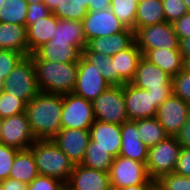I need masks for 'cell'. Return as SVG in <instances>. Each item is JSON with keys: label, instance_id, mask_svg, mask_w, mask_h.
<instances>
[{"label": "cell", "instance_id": "obj_1", "mask_svg": "<svg viewBox=\"0 0 190 190\" xmlns=\"http://www.w3.org/2000/svg\"><path fill=\"white\" fill-rule=\"evenodd\" d=\"M62 95L39 92L26 106L31 132L36 140H51L61 130Z\"/></svg>", "mask_w": 190, "mask_h": 190}, {"label": "cell", "instance_id": "obj_2", "mask_svg": "<svg viewBox=\"0 0 190 190\" xmlns=\"http://www.w3.org/2000/svg\"><path fill=\"white\" fill-rule=\"evenodd\" d=\"M29 56L35 66L36 80L41 92L61 95L73 92L78 62L55 63L40 60L34 53Z\"/></svg>", "mask_w": 190, "mask_h": 190}, {"label": "cell", "instance_id": "obj_3", "mask_svg": "<svg viewBox=\"0 0 190 190\" xmlns=\"http://www.w3.org/2000/svg\"><path fill=\"white\" fill-rule=\"evenodd\" d=\"M29 149L39 175L56 178L64 184L68 182L75 164L52 140H36Z\"/></svg>", "mask_w": 190, "mask_h": 190}, {"label": "cell", "instance_id": "obj_4", "mask_svg": "<svg viewBox=\"0 0 190 190\" xmlns=\"http://www.w3.org/2000/svg\"><path fill=\"white\" fill-rule=\"evenodd\" d=\"M130 83L147 90L154 98L156 109L173 95L171 77L144 57L139 60L135 76Z\"/></svg>", "mask_w": 190, "mask_h": 190}, {"label": "cell", "instance_id": "obj_5", "mask_svg": "<svg viewBox=\"0 0 190 190\" xmlns=\"http://www.w3.org/2000/svg\"><path fill=\"white\" fill-rule=\"evenodd\" d=\"M3 91L28 104L39 92L35 66L30 56H24L4 79Z\"/></svg>", "mask_w": 190, "mask_h": 190}, {"label": "cell", "instance_id": "obj_6", "mask_svg": "<svg viewBox=\"0 0 190 190\" xmlns=\"http://www.w3.org/2000/svg\"><path fill=\"white\" fill-rule=\"evenodd\" d=\"M181 148L176 137L170 136L149 148L146 168L150 180L157 182L163 176L174 173Z\"/></svg>", "mask_w": 190, "mask_h": 190}, {"label": "cell", "instance_id": "obj_7", "mask_svg": "<svg viewBox=\"0 0 190 190\" xmlns=\"http://www.w3.org/2000/svg\"><path fill=\"white\" fill-rule=\"evenodd\" d=\"M95 120L122 125L129 121L123 86H110L92 101Z\"/></svg>", "mask_w": 190, "mask_h": 190}, {"label": "cell", "instance_id": "obj_8", "mask_svg": "<svg viewBox=\"0 0 190 190\" xmlns=\"http://www.w3.org/2000/svg\"><path fill=\"white\" fill-rule=\"evenodd\" d=\"M135 44L142 55L153 49H179V40L173 23L163 22L139 27L134 31Z\"/></svg>", "mask_w": 190, "mask_h": 190}, {"label": "cell", "instance_id": "obj_9", "mask_svg": "<svg viewBox=\"0 0 190 190\" xmlns=\"http://www.w3.org/2000/svg\"><path fill=\"white\" fill-rule=\"evenodd\" d=\"M109 178L111 188L115 190L140 184H157L150 180L146 164L122 156L114 158Z\"/></svg>", "mask_w": 190, "mask_h": 190}, {"label": "cell", "instance_id": "obj_10", "mask_svg": "<svg viewBox=\"0 0 190 190\" xmlns=\"http://www.w3.org/2000/svg\"><path fill=\"white\" fill-rule=\"evenodd\" d=\"M61 127L65 129H90L95 121L92 102L73 92L62 95Z\"/></svg>", "mask_w": 190, "mask_h": 190}, {"label": "cell", "instance_id": "obj_11", "mask_svg": "<svg viewBox=\"0 0 190 190\" xmlns=\"http://www.w3.org/2000/svg\"><path fill=\"white\" fill-rule=\"evenodd\" d=\"M108 87L110 86L104 80L100 71L81 56L78 62L77 79L73 93L92 102Z\"/></svg>", "mask_w": 190, "mask_h": 190}, {"label": "cell", "instance_id": "obj_12", "mask_svg": "<svg viewBox=\"0 0 190 190\" xmlns=\"http://www.w3.org/2000/svg\"><path fill=\"white\" fill-rule=\"evenodd\" d=\"M1 130V143L18 150L29 149L36 141L26 112L4 118Z\"/></svg>", "mask_w": 190, "mask_h": 190}, {"label": "cell", "instance_id": "obj_13", "mask_svg": "<svg viewBox=\"0 0 190 190\" xmlns=\"http://www.w3.org/2000/svg\"><path fill=\"white\" fill-rule=\"evenodd\" d=\"M82 25L86 43L93 38L108 37L127 28L110 8L101 11H88L82 20Z\"/></svg>", "mask_w": 190, "mask_h": 190}, {"label": "cell", "instance_id": "obj_14", "mask_svg": "<svg viewBox=\"0 0 190 190\" xmlns=\"http://www.w3.org/2000/svg\"><path fill=\"white\" fill-rule=\"evenodd\" d=\"M190 114L189 103L171 95L157 109L156 118L170 137H175Z\"/></svg>", "mask_w": 190, "mask_h": 190}, {"label": "cell", "instance_id": "obj_15", "mask_svg": "<svg viewBox=\"0 0 190 190\" xmlns=\"http://www.w3.org/2000/svg\"><path fill=\"white\" fill-rule=\"evenodd\" d=\"M51 140L74 164H81L90 141V132L89 129L61 128Z\"/></svg>", "mask_w": 190, "mask_h": 190}, {"label": "cell", "instance_id": "obj_16", "mask_svg": "<svg viewBox=\"0 0 190 190\" xmlns=\"http://www.w3.org/2000/svg\"><path fill=\"white\" fill-rule=\"evenodd\" d=\"M126 113L129 121L155 117V101L147 90L137 88L131 83L123 85Z\"/></svg>", "mask_w": 190, "mask_h": 190}, {"label": "cell", "instance_id": "obj_17", "mask_svg": "<svg viewBox=\"0 0 190 190\" xmlns=\"http://www.w3.org/2000/svg\"><path fill=\"white\" fill-rule=\"evenodd\" d=\"M65 187L66 190H109V173L75 164Z\"/></svg>", "mask_w": 190, "mask_h": 190}, {"label": "cell", "instance_id": "obj_18", "mask_svg": "<svg viewBox=\"0 0 190 190\" xmlns=\"http://www.w3.org/2000/svg\"><path fill=\"white\" fill-rule=\"evenodd\" d=\"M149 148L138 136L137 125L134 121H127L121 125V149L119 156L133 159L146 164Z\"/></svg>", "mask_w": 190, "mask_h": 190}, {"label": "cell", "instance_id": "obj_19", "mask_svg": "<svg viewBox=\"0 0 190 190\" xmlns=\"http://www.w3.org/2000/svg\"><path fill=\"white\" fill-rule=\"evenodd\" d=\"M90 140L95 146L107 150L114 157L119 156L121 149V125L95 120L90 129Z\"/></svg>", "mask_w": 190, "mask_h": 190}, {"label": "cell", "instance_id": "obj_20", "mask_svg": "<svg viewBox=\"0 0 190 190\" xmlns=\"http://www.w3.org/2000/svg\"><path fill=\"white\" fill-rule=\"evenodd\" d=\"M134 42V30L126 28L124 31L112 34L108 37L93 38L86 43V47L91 52L111 57L117 52L129 48Z\"/></svg>", "mask_w": 190, "mask_h": 190}, {"label": "cell", "instance_id": "obj_21", "mask_svg": "<svg viewBox=\"0 0 190 190\" xmlns=\"http://www.w3.org/2000/svg\"><path fill=\"white\" fill-rule=\"evenodd\" d=\"M34 54L40 59L55 63H75L79 62L82 56V50L68 42H53V39L47 44L38 48Z\"/></svg>", "mask_w": 190, "mask_h": 190}, {"label": "cell", "instance_id": "obj_22", "mask_svg": "<svg viewBox=\"0 0 190 190\" xmlns=\"http://www.w3.org/2000/svg\"><path fill=\"white\" fill-rule=\"evenodd\" d=\"M58 20L51 12L27 27L28 56L52 39Z\"/></svg>", "mask_w": 190, "mask_h": 190}, {"label": "cell", "instance_id": "obj_23", "mask_svg": "<svg viewBox=\"0 0 190 190\" xmlns=\"http://www.w3.org/2000/svg\"><path fill=\"white\" fill-rule=\"evenodd\" d=\"M12 50L28 56L27 27L0 22V50Z\"/></svg>", "mask_w": 190, "mask_h": 190}, {"label": "cell", "instance_id": "obj_24", "mask_svg": "<svg viewBox=\"0 0 190 190\" xmlns=\"http://www.w3.org/2000/svg\"><path fill=\"white\" fill-rule=\"evenodd\" d=\"M143 57L160 67L170 77L177 75L185 68V61L179 49L148 50Z\"/></svg>", "mask_w": 190, "mask_h": 190}, {"label": "cell", "instance_id": "obj_25", "mask_svg": "<svg viewBox=\"0 0 190 190\" xmlns=\"http://www.w3.org/2000/svg\"><path fill=\"white\" fill-rule=\"evenodd\" d=\"M142 57V52L135 42L129 48L117 52L111 56L112 61L115 63V73H118L126 83H130L135 76L137 65Z\"/></svg>", "mask_w": 190, "mask_h": 190}, {"label": "cell", "instance_id": "obj_26", "mask_svg": "<svg viewBox=\"0 0 190 190\" xmlns=\"http://www.w3.org/2000/svg\"><path fill=\"white\" fill-rule=\"evenodd\" d=\"M52 39L53 42H68L83 50L86 40L82 21L59 19Z\"/></svg>", "mask_w": 190, "mask_h": 190}, {"label": "cell", "instance_id": "obj_27", "mask_svg": "<svg viewBox=\"0 0 190 190\" xmlns=\"http://www.w3.org/2000/svg\"><path fill=\"white\" fill-rule=\"evenodd\" d=\"M38 175L32 151L30 149L19 150L14 158L9 178L30 184Z\"/></svg>", "mask_w": 190, "mask_h": 190}, {"label": "cell", "instance_id": "obj_28", "mask_svg": "<svg viewBox=\"0 0 190 190\" xmlns=\"http://www.w3.org/2000/svg\"><path fill=\"white\" fill-rule=\"evenodd\" d=\"M82 56L100 71L102 77L109 86H123L126 84L118 73H115V63L112 61L111 57L91 52L87 47L82 50Z\"/></svg>", "mask_w": 190, "mask_h": 190}, {"label": "cell", "instance_id": "obj_29", "mask_svg": "<svg viewBox=\"0 0 190 190\" xmlns=\"http://www.w3.org/2000/svg\"><path fill=\"white\" fill-rule=\"evenodd\" d=\"M166 22L162 0H143L138 3L135 30Z\"/></svg>", "mask_w": 190, "mask_h": 190}, {"label": "cell", "instance_id": "obj_30", "mask_svg": "<svg viewBox=\"0 0 190 190\" xmlns=\"http://www.w3.org/2000/svg\"><path fill=\"white\" fill-rule=\"evenodd\" d=\"M134 122L137 125L139 138L148 148L155 146L169 137L156 117L139 119Z\"/></svg>", "mask_w": 190, "mask_h": 190}, {"label": "cell", "instance_id": "obj_31", "mask_svg": "<svg viewBox=\"0 0 190 190\" xmlns=\"http://www.w3.org/2000/svg\"><path fill=\"white\" fill-rule=\"evenodd\" d=\"M114 158L107 150L95 146V142L90 140L81 165L109 173Z\"/></svg>", "mask_w": 190, "mask_h": 190}, {"label": "cell", "instance_id": "obj_32", "mask_svg": "<svg viewBox=\"0 0 190 190\" xmlns=\"http://www.w3.org/2000/svg\"><path fill=\"white\" fill-rule=\"evenodd\" d=\"M27 8L25 0H5L0 9V22L26 26Z\"/></svg>", "mask_w": 190, "mask_h": 190}, {"label": "cell", "instance_id": "obj_33", "mask_svg": "<svg viewBox=\"0 0 190 190\" xmlns=\"http://www.w3.org/2000/svg\"><path fill=\"white\" fill-rule=\"evenodd\" d=\"M138 2L136 0H111L110 9L127 27L135 31Z\"/></svg>", "mask_w": 190, "mask_h": 190}, {"label": "cell", "instance_id": "obj_34", "mask_svg": "<svg viewBox=\"0 0 190 190\" xmlns=\"http://www.w3.org/2000/svg\"><path fill=\"white\" fill-rule=\"evenodd\" d=\"M52 13L58 19L82 21L87 15L88 9L73 0H64Z\"/></svg>", "mask_w": 190, "mask_h": 190}, {"label": "cell", "instance_id": "obj_35", "mask_svg": "<svg viewBox=\"0 0 190 190\" xmlns=\"http://www.w3.org/2000/svg\"><path fill=\"white\" fill-rule=\"evenodd\" d=\"M27 104L13 94L5 91L0 92V117L2 119L14 116L26 111Z\"/></svg>", "mask_w": 190, "mask_h": 190}, {"label": "cell", "instance_id": "obj_36", "mask_svg": "<svg viewBox=\"0 0 190 190\" xmlns=\"http://www.w3.org/2000/svg\"><path fill=\"white\" fill-rule=\"evenodd\" d=\"M171 83L172 94L190 104V72L184 68L177 75L171 77Z\"/></svg>", "mask_w": 190, "mask_h": 190}, {"label": "cell", "instance_id": "obj_37", "mask_svg": "<svg viewBox=\"0 0 190 190\" xmlns=\"http://www.w3.org/2000/svg\"><path fill=\"white\" fill-rule=\"evenodd\" d=\"M158 190H190V176L170 173L157 181Z\"/></svg>", "mask_w": 190, "mask_h": 190}, {"label": "cell", "instance_id": "obj_38", "mask_svg": "<svg viewBox=\"0 0 190 190\" xmlns=\"http://www.w3.org/2000/svg\"><path fill=\"white\" fill-rule=\"evenodd\" d=\"M23 57L19 52L0 50V79L4 81Z\"/></svg>", "mask_w": 190, "mask_h": 190}, {"label": "cell", "instance_id": "obj_39", "mask_svg": "<svg viewBox=\"0 0 190 190\" xmlns=\"http://www.w3.org/2000/svg\"><path fill=\"white\" fill-rule=\"evenodd\" d=\"M165 20L174 23L181 16L188 13L186 4L183 0H162Z\"/></svg>", "mask_w": 190, "mask_h": 190}, {"label": "cell", "instance_id": "obj_40", "mask_svg": "<svg viewBox=\"0 0 190 190\" xmlns=\"http://www.w3.org/2000/svg\"><path fill=\"white\" fill-rule=\"evenodd\" d=\"M19 150L0 143V177L2 179L9 178L10 170Z\"/></svg>", "mask_w": 190, "mask_h": 190}, {"label": "cell", "instance_id": "obj_41", "mask_svg": "<svg viewBox=\"0 0 190 190\" xmlns=\"http://www.w3.org/2000/svg\"><path fill=\"white\" fill-rule=\"evenodd\" d=\"M65 184L60 180L38 175L35 179L28 184L27 190H65Z\"/></svg>", "mask_w": 190, "mask_h": 190}, {"label": "cell", "instance_id": "obj_42", "mask_svg": "<svg viewBox=\"0 0 190 190\" xmlns=\"http://www.w3.org/2000/svg\"><path fill=\"white\" fill-rule=\"evenodd\" d=\"M51 11L44 3H33L28 4L27 16H26V27L36 22V20L42 19L48 16Z\"/></svg>", "mask_w": 190, "mask_h": 190}, {"label": "cell", "instance_id": "obj_43", "mask_svg": "<svg viewBox=\"0 0 190 190\" xmlns=\"http://www.w3.org/2000/svg\"><path fill=\"white\" fill-rule=\"evenodd\" d=\"M174 173L185 177L190 176V148H181Z\"/></svg>", "mask_w": 190, "mask_h": 190}, {"label": "cell", "instance_id": "obj_44", "mask_svg": "<svg viewBox=\"0 0 190 190\" xmlns=\"http://www.w3.org/2000/svg\"><path fill=\"white\" fill-rule=\"evenodd\" d=\"M178 40L190 37V13H186L173 23Z\"/></svg>", "mask_w": 190, "mask_h": 190}, {"label": "cell", "instance_id": "obj_45", "mask_svg": "<svg viewBox=\"0 0 190 190\" xmlns=\"http://www.w3.org/2000/svg\"><path fill=\"white\" fill-rule=\"evenodd\" d=\"M175 137L181 147L190 148V114Z\"/></svg>", "mask_w": 190, "mask_h": 190}, {"label": "cell", "instance_id": "obj_46", "mask_svg": "<svg viewBox=\"0 0 190 190\" xmlns=\"http://www.w3.org/2000/svg\"><path fill=\"white\" fill-rule=\"evenodd\" d=\"M3 190H27L28 184L19 180L7 178L3 181Z\"/></svg>", "mask_w": 190, "mask_h": 190}, {"label": "cell", "instance_id": "obj_47", "mask_svg": "<svg viewBox=\"0 0 190 190\" xmlns=\"http://www.w3.org/2000/svg\"><path fill=\"white\" fill-rule=\"evenodd\" d=\"M111 0H89L88 11H101L110 8Z\"/></svg>", "mask_w": 190, "mask_h": 190}, {"label": "cell", "instance_id": "obj_48", "mask_svg": "<svg viewBox=\"0 0 190 190\" xmlns=\"http://www.w3.org/2000/svg\"><path fill=\"white\" fill-rule=\"evenodd\" d=\"M179 50L185 62L190 59V37L183 38L179 41Z\"/></svg>", "mask_w": 190, "mask_h": 190}, {"label": "cell", "instance_id": "obj_49", "mask_svg": "<svg viewBox=\"0 0 190 190\" xmlns=\"http://www.w3.org/2000/svg\"><path fill=\"white\" fill-rule=\"evenodd\" d=\"M117 190H158V186L157 184H140V185L123 187Z\"/></svg>", "mask_w": 190, "mask_h": 190}, {"label": "cell", "instance_id": "obj_50", "mask_svg": "<svg viewBox=\"0 0 190 190\" xmlns=\"http://www.w3.org/2000/svg\"><path fill=\"white\" fill-rule=\"evenodd\" d=\"M63 1L64 0H44V4L51 12H53L58 5H61Z\"/></svg>", "mask_w": 190, "mask_h": 190}, {"label": "cell", "instance_id": "obj_51", "mask_svg": "<svg viewBox=\"0 0 190 190\" xmlns=\"http://www.w3.org/2000/svg\"><path fill=\"white\" fill-rule=\"evenodd\" d=\"M74 2H77L78 4H82V6L86 7L88 9L89 7V0H73Z\"/></svg>", "mask_w": 190, "mask_h": 190}, {"label": "cell", "instance_id": "obj_52", "mask_svg": "<svg viewBox=\"0 0 190 190\" xmlns=\"http://www.w3.org/2000/svg\"><path fill=\"white\" fill-rule=\"evenodd\" d=\"M28 4H33V3H44V0H25Z\"/></svg>", "mask_w": 190, "mask_h": 190}, {"label": "cell", "instance_id": "obj_53", "mask_svg": "<svg viewBox=\"0 0 190 190\" xmlns=\"http://www.w3.org/2000/svg\"><path fill=\"white\" fill-rule=\"evenodd\" d=\"M183 1L186 4L188 13H190V0H183Z\"/></svg>", "mask_w": 190, "mask_h": 190}, {"label": "cell", "instance_id": "obj_54", "mask_svg": "<svg viewBox=\"0 0 190 190\" xmlns=\"http://www.w3.org/2000/svg\"><path fill=\"white\" fill-rule=\"evenodd\" d=\"M185 69H187V70L190 72V59H188V60L185 62Z\"/></svg>", "mask_w": 190, "mask_h": 190}, {"label": "cell", "instance_id": "obj_55", "mask_svg": "<svg viewBox=\"0 0 190 190\" xmlns=\"http://www.w3.org/2000/svg\"><path fill=\"white\" fill-rule=\"evenodd\" d=\"M3 119L0 117V143H1V129H2Z\"/></svg>", "mask_w": 190, "mask_h": 190}, {"label": "cell", "instance_id": "obj_56", "mask_svg": "<svg viewBox=\"0 0 190 190\" xmlns=\"http://www.w3.org/2000/svg\"><path fill=\"white\" fill-rule=\"evenodd\" d=\"M3 80L2 79H0V92H2L3 91Z\"/></svg>", "mask_w": 190, "mask_h": 190}, {"label": "cell", "instance_id": "obj_57", "mask_svg": "<svg viewBox=\"0 0 190 190\" xmlns=\"http://www.w3.org/2000/svg\"><path fill=\"white\" fill-rule=\"evenodd\" d=\"M5 0H0V9L4 6Z\"/></svg>", "mask_w": 190, "mask_h": 190}, {"label": "cell", "instance_id": "obj_58", "mask_svg": "<svg viewBox=\"0 0 190 190\" xmlns=\"http://www.w3.org/2000/svg\"><path fill=\"white\" fill-rule=\"evenodd\" d=\"M3 181H4V179H2V178L0 177V186L3 185Z\"/></svg>", "mask_w": 190, "mask_h": 190}]
</instances>
